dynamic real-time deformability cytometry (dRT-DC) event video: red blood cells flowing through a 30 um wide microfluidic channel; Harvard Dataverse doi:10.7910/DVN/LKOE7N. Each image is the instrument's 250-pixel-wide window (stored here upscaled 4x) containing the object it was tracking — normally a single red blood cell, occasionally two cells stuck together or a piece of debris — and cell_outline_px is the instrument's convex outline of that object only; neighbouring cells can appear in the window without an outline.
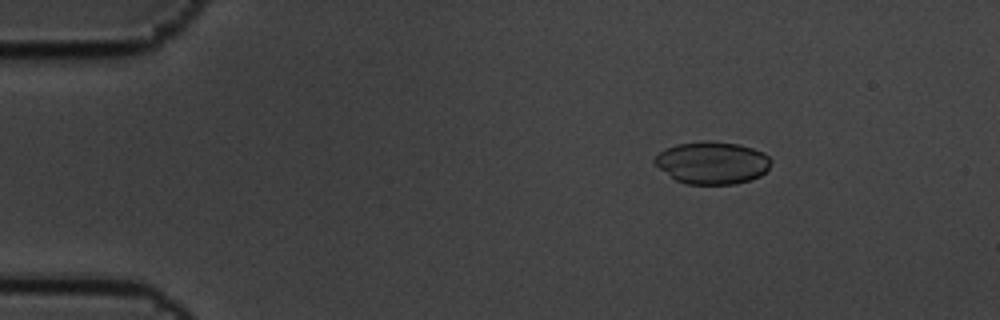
{"species": "common noctule bat (a hibernating species)", "species_latin": "Nyctalus noctula", "temperature_condition": "cold", "stored_images_in_passage": 13, "camera_frame_rate_fps": 3000, "um_per_image_px": 0.085, "animal": {"sex": "male", "body_mass_g": 19.5, "forearm_length_mm": 54.6}, "frame": {"image": 1, "passage_image": 1, "time_ms": 0.0, "image_size_px": [1000, 320], "cell_outline_px": [[772, 160], [768, 168], [760, 176], [736, 184], [688, 184], [676, 180], [660, 168], [652, 160], [660, 152], [676, 144], [740, 144], [764, 152]], "centroid_in_image_um": [60.57, 13.88], "position_along_channel_um": 24.4, "area_um2": 27.69}}
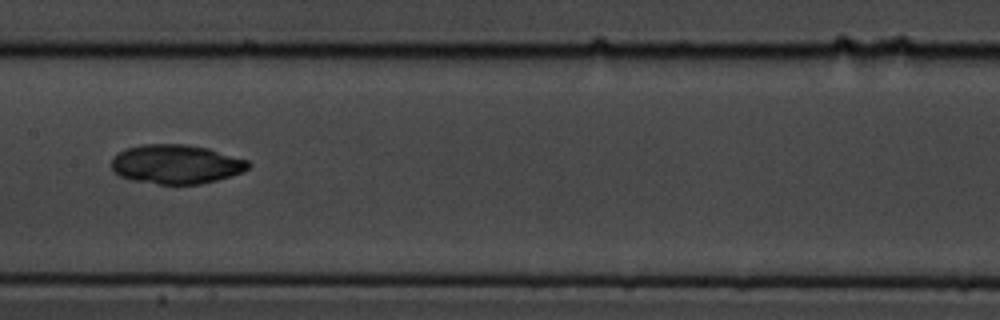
{"frame": {"image": 2, "passage_image": 6, "time_ms": 1.667, "image_size_px": [1000, 320], "cell_outline_px": [[252, 164], [248, 168], [240, 172], [216, 180], [200, 184], [160, 184], [132, 180], [120, 176], [112, 168], [112, 156], [124, 148], [140, 144], [188, 144], [208, 148], [248, 160]], "centroid_in_image_um": [14.94, 13.94], "position_along_channel_um": 192.5, "area_um2": 31.27}}
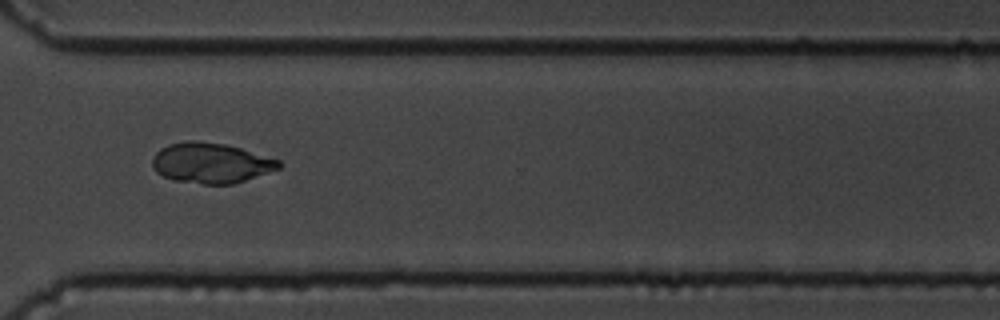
{"frame": {"image": 3, "passage_image": 10, "time_ms": 3.0, "image_size_px": [1000, 320], "cell_outline_px": [[280, 168], [232, 184], [204, 184], [176, 180], [164, 176], [156, 172], [152, 164], [152, 156], [160, 148], [168, 144], [188, 140], [196, 140], [224, 144], [240, 148], [280, 160]], "centroid_in_image_um": [17.89, 13.84], "position_along_channel_um": 352.7, "area_um2": 29.48}}